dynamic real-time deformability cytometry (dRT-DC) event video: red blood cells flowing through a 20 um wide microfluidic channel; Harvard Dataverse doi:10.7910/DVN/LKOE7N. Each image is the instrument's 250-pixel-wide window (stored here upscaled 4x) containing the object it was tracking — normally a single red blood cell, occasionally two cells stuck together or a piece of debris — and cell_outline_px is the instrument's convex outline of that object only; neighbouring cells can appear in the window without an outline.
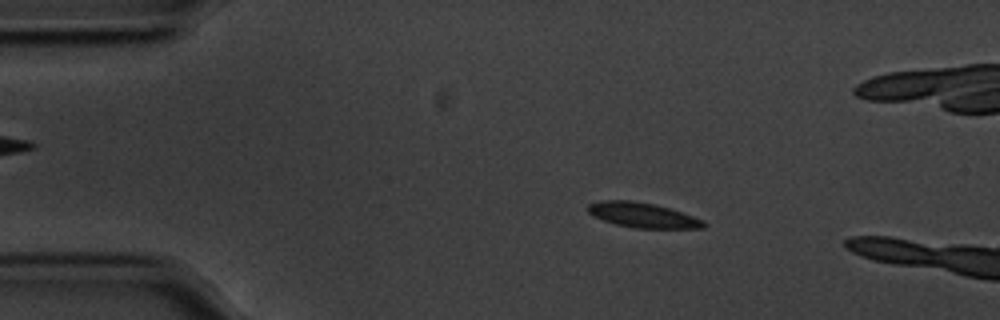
{"species": "common noctule bat (a hibernating species)", "species_latin": "Nyctalus noctula", "temperature_condition": "cold", "stored_images_in_passage": 16, "camera_frame_rate_fps": 3000, "um_per_image_px": 0.085, "animal": {"sex": "male", "body_mass_g": 20.1, "forearm_length_mm": 53.5}, "frame": {"image": 1, "passage_image": 10, "time_ms": 3.0, "image_size_px": [1000, 320], "cell_outline_px": [[708, 224], [704, 228], [636, 228], [616, 224], [592, 216], [588, 212], [588, 204], [600, 200], [632, 200], [656, 204], [704, 220]], "centroid_in_image_um": [54.62, 18.28], "position_along_channel_um": 30.4, "area_um2": 16.82}}